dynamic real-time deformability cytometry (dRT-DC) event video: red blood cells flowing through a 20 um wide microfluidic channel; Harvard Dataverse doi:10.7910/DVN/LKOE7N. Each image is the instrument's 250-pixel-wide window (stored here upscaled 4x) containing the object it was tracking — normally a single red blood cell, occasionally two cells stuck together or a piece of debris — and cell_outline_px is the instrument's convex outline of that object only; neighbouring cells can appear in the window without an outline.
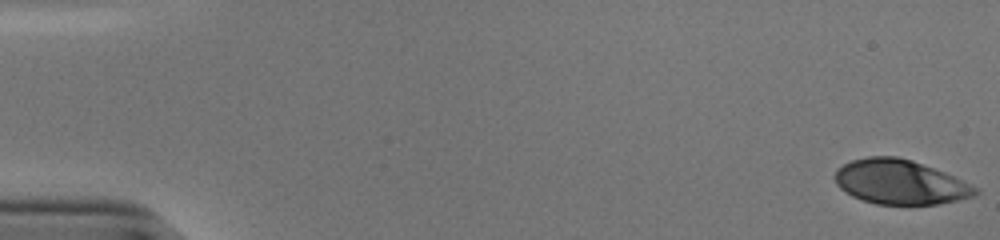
{"species": "human", "species_latin": "Homo sapiens", "temperature_condition": "cold", "stored_images_in_passage": 54, "camera_frame_rate_fps": 3000, "um_per_image_px": 0.085, "donor": {"sex": "male"}, "frame": {"image": 1, "passage_image": 1, "time_ms": 0.0, "image_size_px": [1000, 240], "cell_outline_px": [[980, 192], [972, 196], [940, 204], [876, 204], [852, 196], [840, 188], [836, 184], [836, 168], [852, 160], [868, 156], [896, 156], [912, 160], [944, 172], [976, 188]], "centroid_in_image_um": [76.47, 15.47], "position_along_channel_um": 8.5, "area_um2": 35.95}}
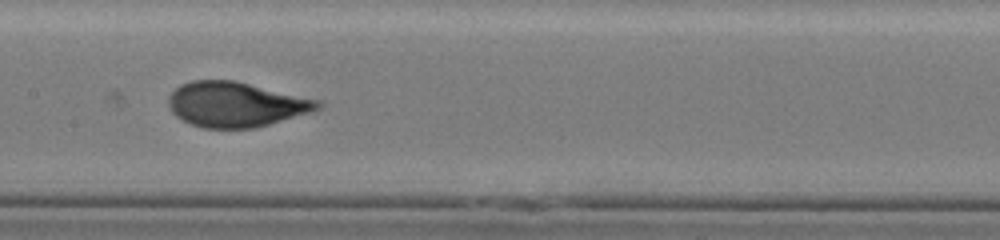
{"frame": {"image": 2, "passage_image": 28, "time_ms": 9.0, "image_size_px": [1000, 240], "cell_outline_px": [[324, 104], [320, 108], [312, 112], [256, 128], [204, 128], [192, 124], [176, 116], [172, 112], [168, 104], [168, 96], [180, 84], [192, 80], [232, 80], [324, 100]], "centroid_in_image_um": [20.1, 8.87], "position_along_channel_um": 187.3, "area_um2": 39.42}}
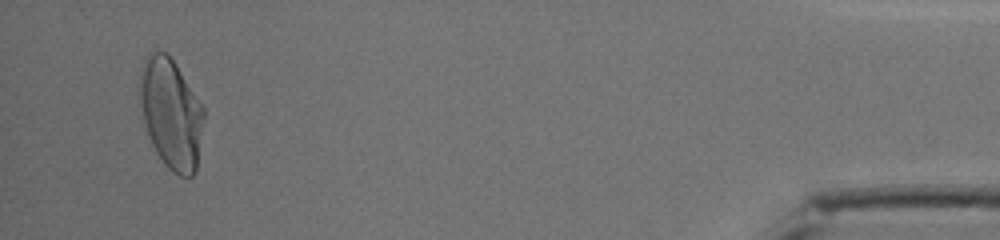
{"frame": {"image": 3, "passage_image": 52, "time_ms": 17.0, "image_size_px": [1000, 240], "cell_outline_px": [[204, 116], [196, 172], [192, 176], [180, 176], [172, 172], [164, 164], [156, 152], [152, 144], [144, 120], [140, 100], [140, 68], [148, 52], [152, 48], [164, 52], [176, 64], [204, 108]], "centroid_in_image_um": [14.53, 9.63], "position_along_channel_um": 420.7, "area_um2": 40.92}, "authors_computed_cell_mechanics": {"area_um2": 38.437, "velocity_mm_per_s": 3.8169, "shape_relaxation_time_tau1_ms": 5.0393, "shape_relaxation_time_tau2_ms": null, "deformation_change_tau1": 0.222, "deformation_change_tau2": null}}